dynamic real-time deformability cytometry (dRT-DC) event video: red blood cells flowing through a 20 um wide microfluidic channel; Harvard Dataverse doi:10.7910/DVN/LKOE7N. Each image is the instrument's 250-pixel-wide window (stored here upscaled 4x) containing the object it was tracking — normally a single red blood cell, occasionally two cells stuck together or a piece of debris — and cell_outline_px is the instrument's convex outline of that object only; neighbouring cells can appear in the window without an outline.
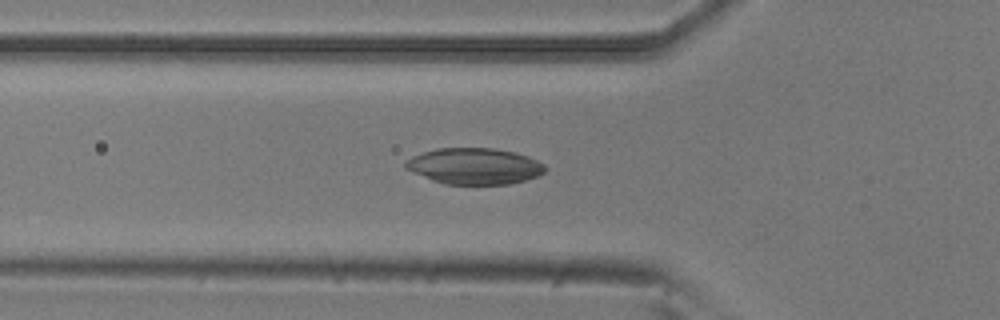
{"species": "common noctule bat (a hibernating species)", "species_latin": "Nyctalus noctula", "temperature_condition": "room temperature", "stored_images_in_passage": 53, "camera_frame_rate_fps": 3000, "um_per_image_px": 0.085, "animal": {"sex": "male", "body_mass_g": 20.5, "forearm_length_mm": 52.5}, "frame": {"image": 1, "passage_image": 18, "time_ms": 5.667, "image_size_px": [1000, 320], "cell_outline_px": [[548, 168], [540, 176], [508, 184], [444, 184], [432, 180], [412, 172], [404, 168], [404, 164], [412, 156], [436, 148], [492, 148], [512, 152], [528, 156], [544, 164]], "centroid_in_image_um": [40.33, 14.12], "position_along_channel_um": 85.5, "area_um2": 29.42}}
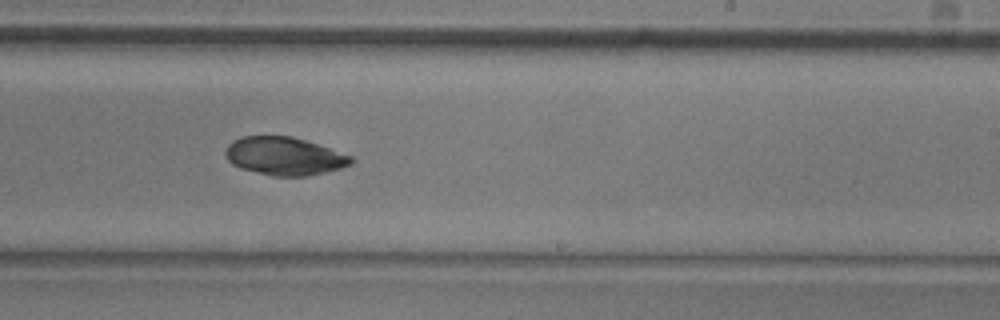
{"frame": {"image": 2, "passage_image": 32, "time_ms": 10.333, "image_size_px": [1000, 320], "cell_outline_px": [[352, 164], [340, 168], [308, 176], [272, 176], [240, 168], [232, 164], [224, 156], [224, 152], [228, 144], [232, 140], [240, 136], [292, 136], [352, 156]], "centroid_in_image_um": [24.11, 13.27], "position_along_channel_um": 264.9, "area_um2": 27.8}}
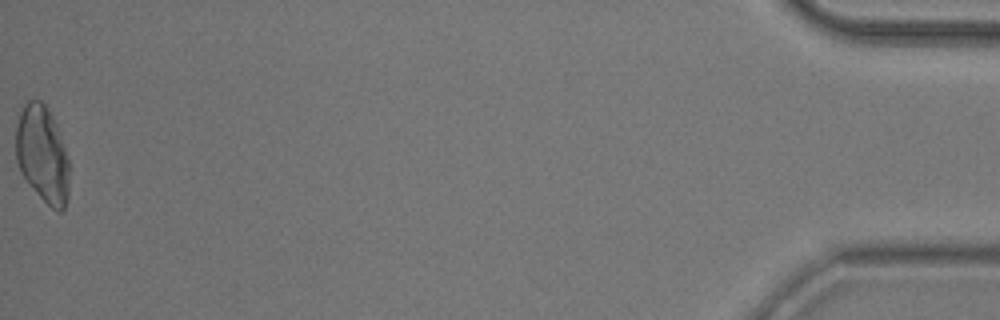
{"frame": {"image": 3, "passage_image": 53, "time_ms": 17.333, "image_size_px": [1000, 320], "cell_outline_px": [[68, 196], [64, 208], [60, 212], [56, 212], [36, 192], [20, 172], [16, 160], [16, 128], [20, 112], [24, 104], [28, 100], [40, 100], [44, 104], [52, 116], [56, 124], [68, 160]], "centroid_in_image_um": [3.59, 13.12], "position_along_channel_um": 431.6, "area_um2": 29.77}, "authors_computed_cell_mechanics": {"area_um2": 28.9578, "velocity_mm_per_s": 3.8224, "shape_relaxation_time_tau1_ms": 5.9155, "shape_relaxation_time_tau2_ms": 5.467, "deformation_change_tau1": 0.0737, "deformation_change_tau2": 0.0704}}